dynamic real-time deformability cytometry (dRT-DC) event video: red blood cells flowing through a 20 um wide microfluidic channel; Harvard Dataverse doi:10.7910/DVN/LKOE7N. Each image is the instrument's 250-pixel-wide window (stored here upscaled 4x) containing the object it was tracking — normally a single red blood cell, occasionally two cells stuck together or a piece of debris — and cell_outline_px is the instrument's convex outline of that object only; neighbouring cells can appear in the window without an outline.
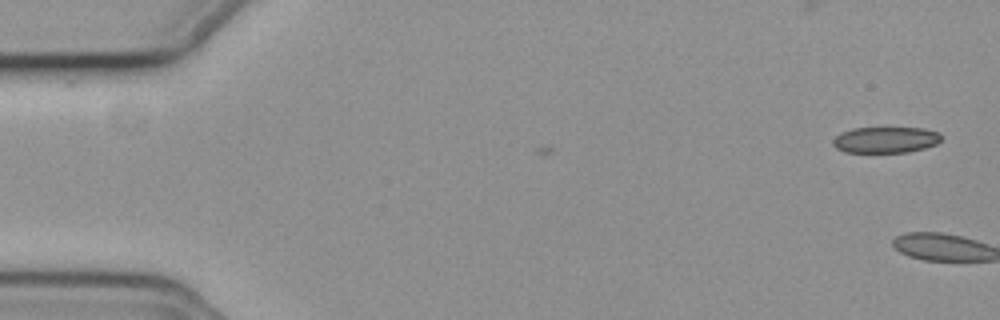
{"species": "common noctule bat (a hibernating species)", "species_latin": "Nyctalus noctula", "temperature_condition": "cold", "stored_images_in_passage": 7, "camera_frame_rate_fps": 3000, "um_per_image_px": 0.085, "animal": {"sex": "female", "body_mass_g": 19.3, "forearm_length_mm": 54.1}, "frame": {"image": 1, "passage_image": 7, "time_ms": 2.0, "image_size_px": [1000, 320], "cell_outline_px": [[944, 136], [936, 144], [924, 148], [908, 152], [844, 152], [836, 148], [832, 144], [832, 140], [840, 132], [852, 128], [924, 128], [940, 132]], "centroid_in_image_um": [75.28, 11.88], "position_along_channel_um": 9.7, "area_um2": 16.65}}